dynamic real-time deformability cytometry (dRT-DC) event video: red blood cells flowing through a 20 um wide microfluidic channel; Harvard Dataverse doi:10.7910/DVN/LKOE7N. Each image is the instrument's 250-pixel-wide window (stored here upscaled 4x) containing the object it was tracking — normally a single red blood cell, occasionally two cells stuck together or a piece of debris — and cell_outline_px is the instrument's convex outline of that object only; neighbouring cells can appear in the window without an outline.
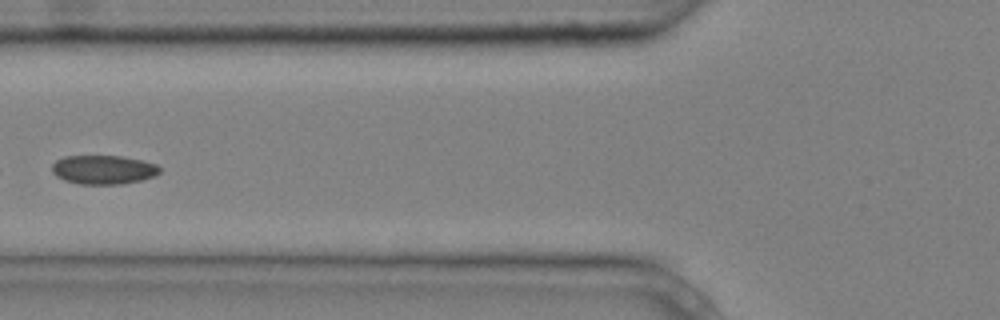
{"species": "common noctule bat (a hibernating species)", "species_latin": "Nyctalus noctula", "temperature_condition": "cold", "stored_images_in_passage": 9, "segment_of_instrument_passage": [2, 2], "camera_frame_rate_fps": 3000, "um_per_image_px": 0.085, "animal": {"sex": "male", "body_mass_g": 20.4}, "frame": {"image": 1, "passage_image": 6, "time_ms": 1.667, "image_size_px": [1000, 320], "cell_outline_px": [[160, 172], [156, 176], [140, 180], [120, 184], [80, 184], [64, 180], [56, 176], [52, 172], [52, 164], [56, 160], [64, 156], [120, 156], [140, 160], [156, 164], [160, 168]], "centroid_in_image_um": [8.77, 14.42], "position_along_channel_um": 117.0, "area_um2": 18.15}}